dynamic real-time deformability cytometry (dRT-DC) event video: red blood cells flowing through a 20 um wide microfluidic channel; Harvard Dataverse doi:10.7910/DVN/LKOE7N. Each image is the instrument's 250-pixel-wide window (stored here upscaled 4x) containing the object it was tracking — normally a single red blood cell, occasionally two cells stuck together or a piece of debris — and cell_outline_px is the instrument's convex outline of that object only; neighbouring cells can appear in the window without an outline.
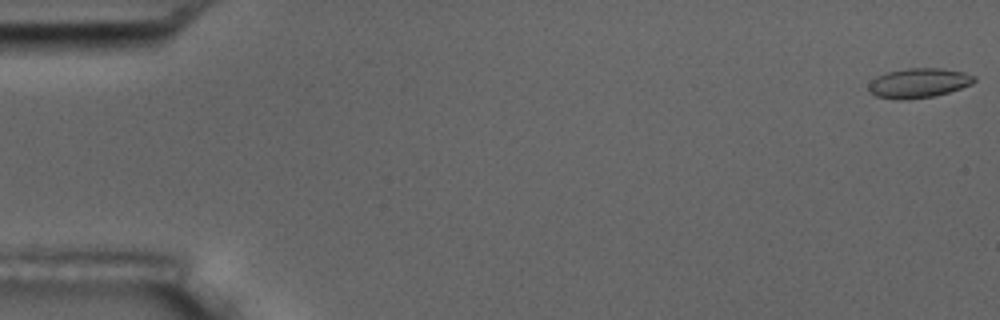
{"species": "common noctule bat (a hibernating species)", "species_latin": "Nyctalus noctula", "temperature_condition": "room temperature", "stored_images_in_passage": 4, "camera_frame_rate_fps": 3000, "um_per_image_px": 0.085, "animal": {"sex": "male", "body_mass_g": 17.5, "forearm_length_mm": 52.3}, "frame": {"image": 1, "passage_image": 1, "time_ms": 0.0, "image_size_px": [1000, 320], "cell_outline_px": [[976, 80], [972, 84], [948, 92], [932, 96], [908, 100], [896, 100], [876, 96], [868, 92], [868, 84], [876, 76], [888, 72], [908, 68], [940, 68], [964, 72], [976, 76]], "centroid_in_image_um": [78.06, 7.06], "position_along_channel_um": 6.9, "area_um2": 18.32}}